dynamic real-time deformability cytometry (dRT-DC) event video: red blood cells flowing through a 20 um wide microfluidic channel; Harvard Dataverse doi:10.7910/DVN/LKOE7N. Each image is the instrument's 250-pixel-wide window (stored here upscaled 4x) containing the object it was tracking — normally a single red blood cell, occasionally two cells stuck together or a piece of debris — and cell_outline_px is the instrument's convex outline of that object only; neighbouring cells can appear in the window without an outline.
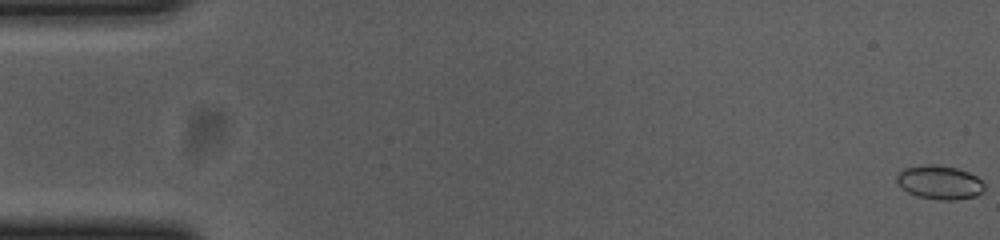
{"species": "common noctule bat (a hibernating species)", "species_latin": "Nyctalus noctula", "temperature_condition": "cold", "stored_images_in_passage": 56, "camera_frame_rate_fps": 3000, "um_per_image_px": 0.085, "animal": {"sex": "female", "body_mass_g": 23.0, "forearm_length_mm": 53.4}, "frame": {"image": 1, "passage_image": 1, "time_ms": 0.0, "image_size_px": [1000, 240], "cell_outline_px": [[984, 192], [976, 196], [952, 200], [940, 200], [916, 196], [900, 188], [896, 184], [896, 172], [904, 168], [920, 164], [936, 164], [956, 168], [968, 172], [976, 176], [984, 184]], "centroid_in_image_um": [79.81, 15.49], "position_along_channel_um": 5.2, "area_um2": 17.63}}
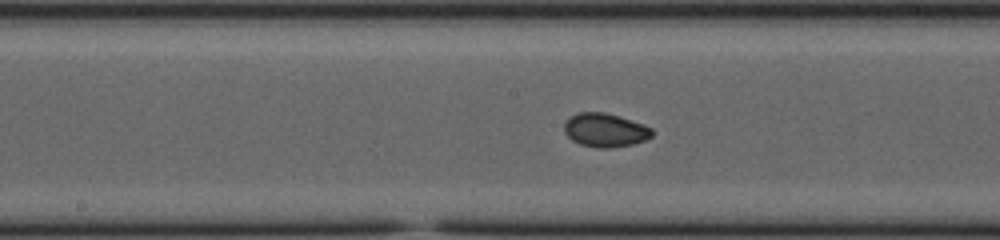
{"frame": {"image": 2, "passage_image": 29, "time_ms": 9.333, "image_size_px": [1000, 240], "cell_outline_px": [[652, 136], [644, 140], [632, 144], [608, 148], [600, 148], [580, 144], [572, 140], [564, 132], [564, 124], [572, 116], [580, 112], [604, 112], [644, 124], [652, 128]], "centroid_in_image_um": [51.44, 11.06], "position_along_channel_um": 196.8, "area_um2": 16.99}}
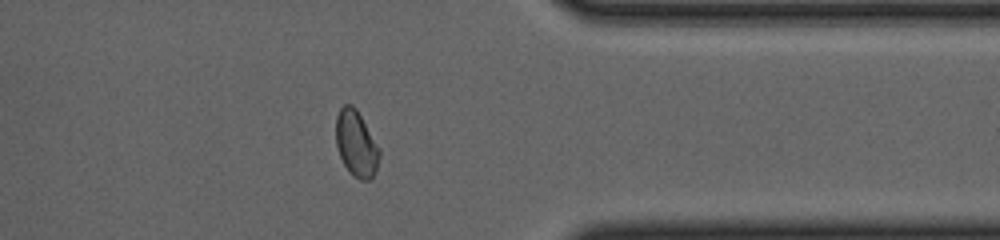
{"frame": {"image": 3, "passage_image": 45, "time_ms": 14.667, "image_size_px": [1000, 240], "cell_outline_px": [[380, 156], [376, 172], [368, 180], [360, 180], [352, 176], [348, 172], [340, 156], [336, 144], [336, 116], [340, 108], [344, 104], [352, 104], [356, 108], [380, 148]], "centroid_in_image_um": [30.28, 12.22], "position_along_channel_um": 381.1, "area_um2": 16.88}, "authors_computed_cell_mechanics": {"area_um2": 16.8776, "velocity_mm_per_s": 3.6803, "shape_relaxation_time_tau1_ms": 5.0599, "shape_relaxation_time_tau2_ms": 1.458, "deformation_change_tau1": 0.1131, "deformation_change_tau2": 0.0381}}